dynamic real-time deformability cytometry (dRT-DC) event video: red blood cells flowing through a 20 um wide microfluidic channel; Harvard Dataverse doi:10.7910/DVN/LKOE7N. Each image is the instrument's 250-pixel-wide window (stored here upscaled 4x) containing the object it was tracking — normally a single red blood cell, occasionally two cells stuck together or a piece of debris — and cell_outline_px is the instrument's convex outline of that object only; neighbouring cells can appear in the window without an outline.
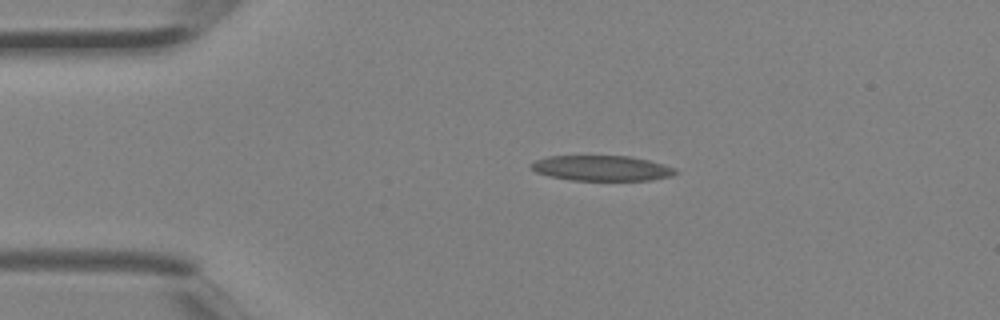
{"species": "Egyptian fruit bat (a non-hibernating species)", "species_latin": "Rousettus aegyptiacus", "temperature_condition": "room temperature", "stored_images_in_passage": 3, "camera_frame_rate_fps": 3000, "um_per_image_px": 0.085, "animal": {"sex": "female"}, "frame": {"image": 1, "passage_image": 2, "time_ms": 0.333, "image_size_px": [1000, 320], "cell_outline_px": [[676, 172], [672, 176], [648, 180], [572, 180], [548, 176], [536, 172], [528, 164], [536, 160], [548, 156], [628, 156], [648, 160], [664, 164], [676, 168]], "centroid_in_image_um": [51.13, 14.29], "position_along_channel_um": 33.9, "area_um2": 21.21}}
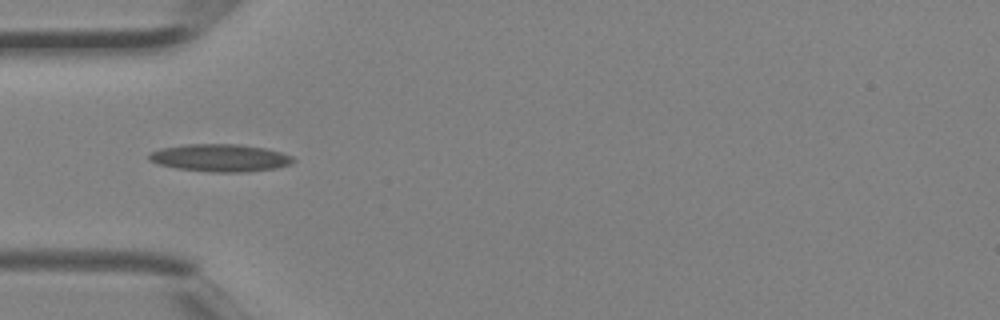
{"frame": {"image": 2, "passage_image": 3, "time_ms": 0.667, "image_size_px": [1000, 320], "cell_outline_px": [[296, 160], [292, 164], [276, 168], [248, 172], [212, 172], [176, 168], [160, 164], [148, 160], [148, 156], [152, 152], [160, 148], [184, 144], [240, 144], [264, 148], [280, 152], [292, 156]], "centroid_in_image_um": [18.73, 13.42], "position_along_channel_um": 66.3, "area_um2": 23.18}}